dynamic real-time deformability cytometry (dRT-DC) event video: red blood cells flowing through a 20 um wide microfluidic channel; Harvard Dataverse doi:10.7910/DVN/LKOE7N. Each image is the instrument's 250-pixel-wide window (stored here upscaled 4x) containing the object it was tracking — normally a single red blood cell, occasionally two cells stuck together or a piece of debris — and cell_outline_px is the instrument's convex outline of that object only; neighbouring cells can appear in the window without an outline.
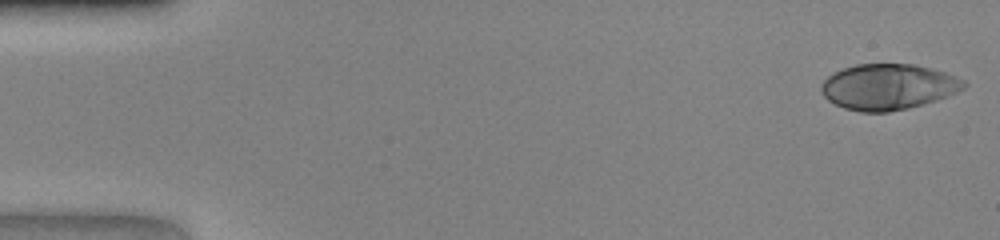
{"species": "human", "species_latin": "Homo sapiens", "temperature_condition": "warm", "stored_images_in_passage": 46, "camera_frame_rate_fps": 3000, "um_per_image_px": 0.085, "donor": {"sex": "female"}, "frame": {"image": 1, "passage_image": 1, "time_ms": 0.0, "image_size_px": [1000, 240], "cell_outline_px": [[968, 84], [964, 88], [956, 92], [936, 100], [908, 108], [888, 112], [860, 112], [844, 108], [828, 100], [820, 92], [820, 84], [832, 72], [856, 64], [916, 64], [944, 72], [956, 76], [964, 80]], "centroid_in_image_um": [75.47, 7.37], "position_along_channel_um": 9.5, "area_um2": 38.09}}
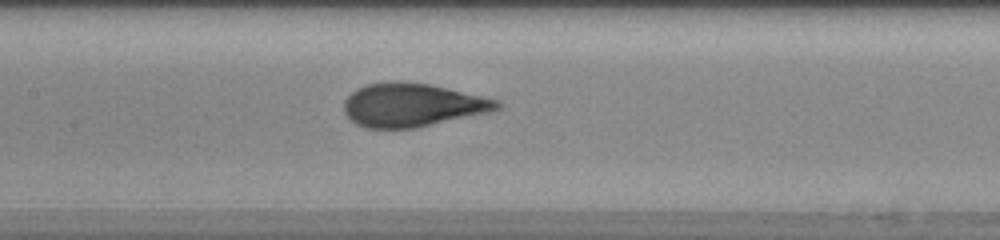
{"frame": {"image": 2, "passage_image": 22, "time_ms": 7.0, "image_size_px": [1000, 240], "cell_outline_px": [[504, 108], [496, 112], [416, 128], [364, 128], [356, 124], [344, 112], [344, 100], [356, 88], [364, 84], [392, 80], [432, 84], [484, 96], [500, 100], [504, 104]], "centroid_in_image_um": [35.15, 8.92], "position_along_channel_um": 172.3, "area_um2": 39.82}}
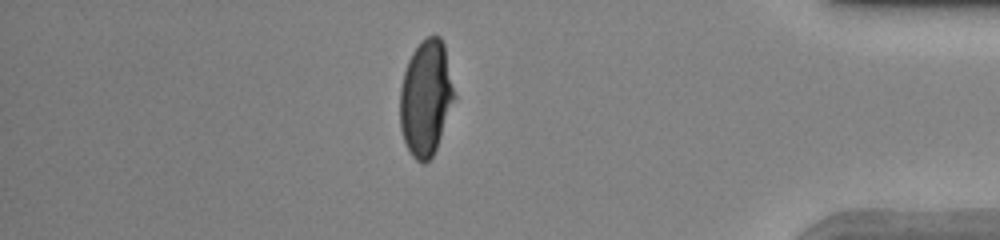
{"frame": {"image": 3, "passage_image": 40, "time_ms": 13.0, "image_size_px": [1000, 240], "cell_outline_px": [[456, 96], [436, 148], [432, 156], [424, 164], [420, 164], [408, 152], [400, 128], [400, 88], [404, 72], [408, 60], [412, 52], [428, 36], [440, 36], [444, 44]], "centroid_in_image_um": [36.19, 8.35], "position_along_channel_um": 399.0, "area_um2": 36.53}}